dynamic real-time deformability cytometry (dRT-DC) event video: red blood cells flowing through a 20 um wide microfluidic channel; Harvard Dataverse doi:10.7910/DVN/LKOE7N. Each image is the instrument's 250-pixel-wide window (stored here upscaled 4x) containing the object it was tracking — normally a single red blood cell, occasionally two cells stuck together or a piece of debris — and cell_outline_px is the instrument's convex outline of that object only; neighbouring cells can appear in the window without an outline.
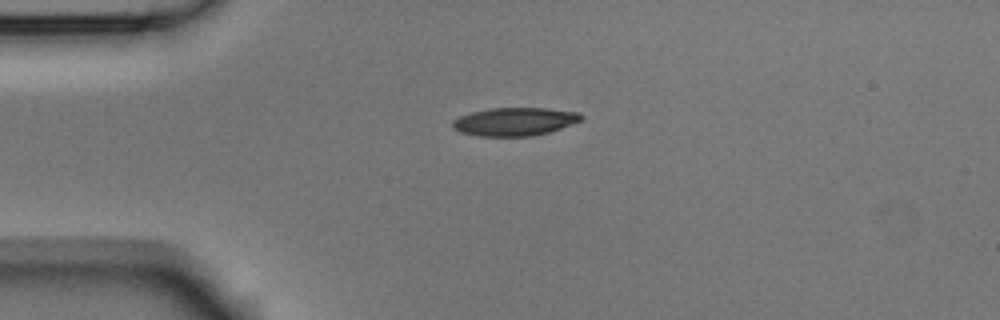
{"species": "Egyptian fruit bat (a non-hibernating species)", "species_latin": "Rousettus aegyptiacus", "temperature_condition": "room temperature", "stored_images_in_passage": 42, "camera_frame_rate_fps": 3000, "um_per_image_px": 0.085, "animal": {"sex": "male"}, "frame": {"image": 1, "passage_image": 1, "time_ms": 0.0, "image_size_px": [1000, 320], "cell_outline_px": [[584, 116], [580, 120], [572, 124], [548, 132], [532, 136], [476, 136], [460, 132], [452, 128], [452, 120], [460, 116], [472, 112], [488, 108], [544, 108], [580, 112]], "centroid_in_image_um": [43.72, 10.33], "position_along_channel_um": 41.3, "area_um2": 21.15}}
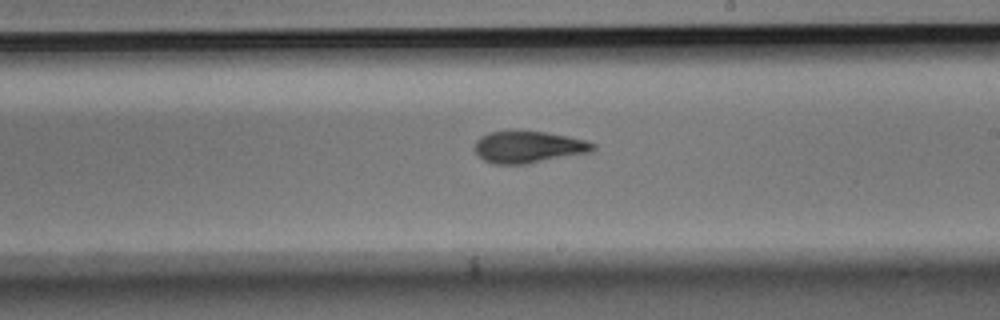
{"frame": {"image": 2, "passage_image": 19, "time_ms": 6.0, "image_size_px": [1000, 320], "cell_outline_px": [[596, 148], [592, 152], [524, 164], [492, 164], [484, 160], [472, 148], [476, 140], [480, 136], [488, 132], [512, 128], [544, 132], [568, 136], [588, 140], [596, 144]], "centroid_in_image_um": [44.89, 12.45], "position_along_channel_um": 244.1, "area_um2": 22.72}}
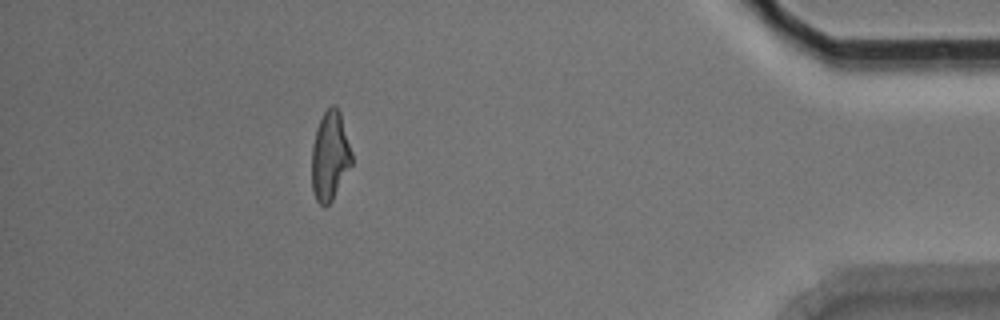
{"frame": {"image": 3, "passage_image": 36, "time_ms": 11.667, "image_size_px": [1000, 320], "cell_outline_px": [[352, 164], [332, 200], [328, 204], [320, 204], [316, 200], [312, 188], [312, 144], [316, 128], [324, 112], [332, 104], [336, 104], [340, 112], [352, 152]], "centroid_in_image_um": [28.04, 13.22], "position_along_channel_um": 407.2, "area_um2": 20.69}, "authors_computed_cell_mechanics": {"area_um2": 21.8484, "velocity_mm_per_s": 3.7626, "shape_relaxation_time_tau1_ms": 8.1246, "shape_relaxation_time_tau2_ms": 3.0556, "deformation_change_tau1": 0.2186, "deformation_change_tau2": 0.1035}}